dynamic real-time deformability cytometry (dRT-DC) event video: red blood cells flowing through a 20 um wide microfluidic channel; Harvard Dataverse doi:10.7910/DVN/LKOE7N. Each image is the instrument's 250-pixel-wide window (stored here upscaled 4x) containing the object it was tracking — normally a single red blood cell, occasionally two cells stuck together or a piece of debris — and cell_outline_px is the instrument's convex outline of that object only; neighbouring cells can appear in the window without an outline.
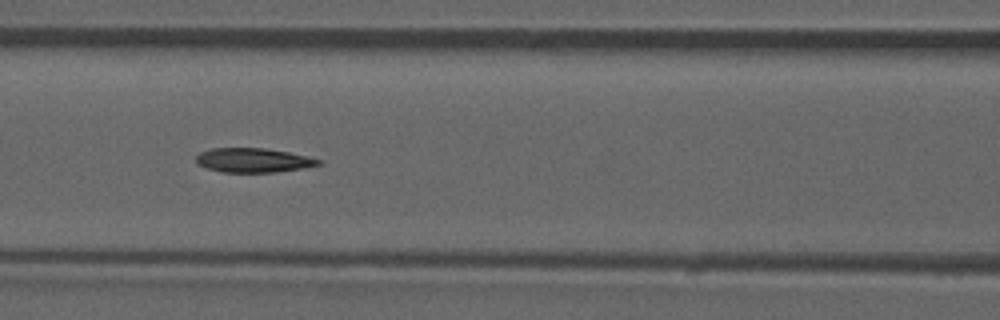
{"species": "common noctule bat (a hibernating species)", "species_latin": "Nyctalus noctula", "temperature_condition": "room temperature", "stored_images_in_passage": 53, "camera_frame_rate_fps": 3000, "um_per_image_px": 0.085, "animal": {"sex": "male", "forearm_length_mm": 52.5}, "frame": {"image": 1, "passage_image": 23, "time_ms": 7.333, "image_size_px": [1000, 320], "cell_outline_px": [[320, 164], [304, 168], [276, 172], [224, 172], [208, 168], [196, 164], [196, 156], [200, 152], [212, 148], [264, 148], [288, 152], [308, 156], [320, 160]], "centroid_in_image_um": [21.51, 13.62], "position_along_channel_um": 145.1, "area_um2": 17.22}}